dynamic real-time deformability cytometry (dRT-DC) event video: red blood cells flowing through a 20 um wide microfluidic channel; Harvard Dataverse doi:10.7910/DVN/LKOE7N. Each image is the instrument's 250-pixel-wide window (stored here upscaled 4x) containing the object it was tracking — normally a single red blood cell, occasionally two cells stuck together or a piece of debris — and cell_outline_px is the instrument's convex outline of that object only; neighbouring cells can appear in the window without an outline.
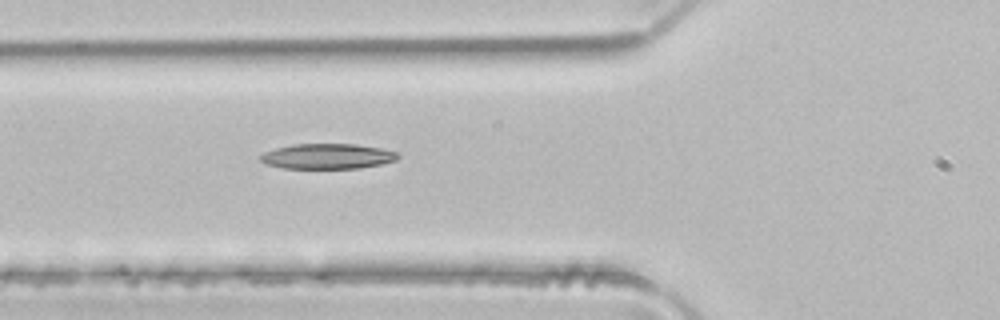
{"species": "common noctule bat (a hibernating species)", "species_latin": "Nyctalus noctula", "temperature_condition": "room temperature", "stored_images_in_passage": 2, "camera_frame_rate_fps": 3000, "um_per_image_px": 0.085, "animal": {"sex": "male", "body_mass_g": 21.5, "forearm_length_mm": 52.0}, "frame": {"image": 1, "passage_image": 2, "time_ms": 0.333, "image_size_px": [1000, 320], "cell_outline_px": [[400, 156], [396, 160], [380, 164], [360, 168], [284, 168], [264, 164], [260, 160], [260, 156], [264, 152], [276, 148], [296, 144], [356, 144], [380, 148], [396, 152]], "centroid_in_image_um": [27.82, 13.28], "position_along_channel_um": 98.0, "area_um2": 20.11}}